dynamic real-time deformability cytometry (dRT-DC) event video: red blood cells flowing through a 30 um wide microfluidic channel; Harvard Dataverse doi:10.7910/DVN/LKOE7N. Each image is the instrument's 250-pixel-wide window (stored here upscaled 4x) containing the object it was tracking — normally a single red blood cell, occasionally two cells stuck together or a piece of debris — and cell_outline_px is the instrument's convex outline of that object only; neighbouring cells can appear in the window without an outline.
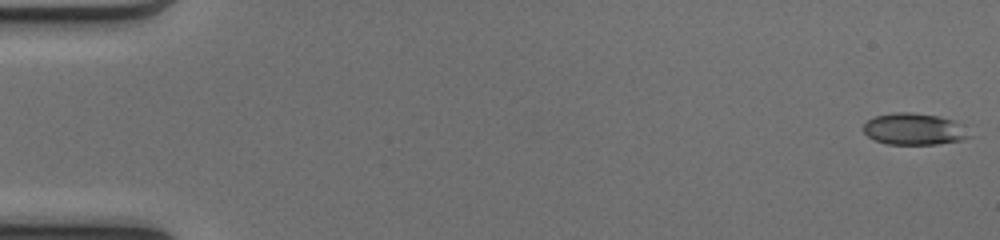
{"species": "common noctule bat (a hibernating species)", "species_latin": "Nyctalus noctula", "temperature_condition": "cold", "stored_images_in_passage": 50, "camera_frame_rate_fps": 3000, "um_per_image_px": 0.085, "animal": {"sex": "female", "body_mass_g": 17.0, "forearm_length_mm": 48.0}, "frame": {"image": 1, "passage_image": 1, "time_ms": 0.0, "image_size_px": [1000, 240], "cell_outline_px": [[976, 136], [964, 140], [936, 144], [888, 144], [876, 140], [868, 136], [864, 132], [864, 124], [868, 120], [876, 116], [892, 112], [908, 112], [940, 116], [952, 120]], "centroid_in_image_um": [77.74, 10.98], "position_along_channel_um": 7.3, "area_um2": 19.54}}
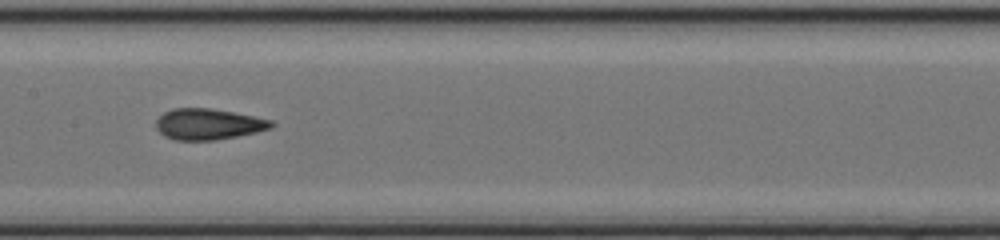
{"frame": {"image": 2, "passage_image": 26, "time_ms": 8.333, "image_size_px": [1000, 240], "cell_outline_px": [[276, 124], [272, 128], [256, 132], [216, 140], [176, 140], [164, 136], [156, 128], [156, 120], [164, 112], [172, 108], [212, 108], [272, 120]], "centroid_in_image_um": [17.7, 10.55], "position_along_channel_um": 189.7, "area_um2": 20.81}}
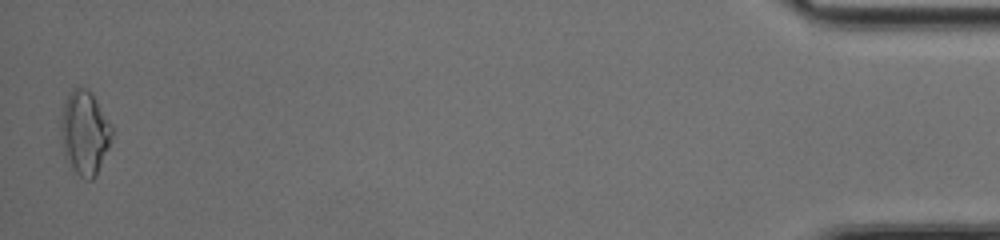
{"frame": {"image": 3, "passage_image": 50, "time_ms": 16.333, "image_size_px": [1000, 240], "cell_outline_px": [[112, 136], [108, 148], [92, 180], [84, 180], [72, 168], [64, 156], [60, 128], [60, 120], [64, 104], [72, 88], [80, 84], [92, 92], [112, 128]], "centroid_in_image_um": [7.17, 11.24], "position_along_channel_um": 428.0, "area_um2": 24.74}, "authors_computed_cell_mechanics": {"area_um2": 20.4034, "velocity_mm_per_s": 4.1313, "shape_relaxation_time_tau1_ms": null, "shape_relaxation_time_tau2_ms": 1.5146, "deformation_change_tau1": null, "deformation_change_tau2": 0.0763}}